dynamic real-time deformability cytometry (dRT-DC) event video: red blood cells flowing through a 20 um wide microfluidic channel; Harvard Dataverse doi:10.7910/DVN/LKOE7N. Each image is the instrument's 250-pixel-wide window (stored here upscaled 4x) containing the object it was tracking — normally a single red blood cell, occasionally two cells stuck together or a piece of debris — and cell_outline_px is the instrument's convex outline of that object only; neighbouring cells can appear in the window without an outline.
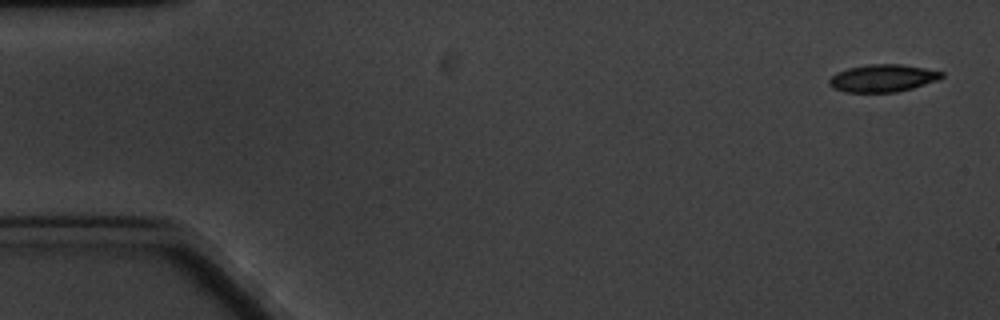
{"species": "common noctule bat (a hibernating species)", "species_latin": "Nyctalus noctula", "temperature_condition": "cold", "stored_images_in_passage": 5, "camera_frame_rate_fps": 3000, "um_per_image_px": 0.085, "animal": {"sex": "male", "body_mass_g": 20.1, "forearm_length_mm": 53.5}, "frame": {"image": 1, "passage_image": 1, "time_ms": 0.0, "image_size_px": [1000, 320], "cell_outline_px": [[944, 76], [936, 80], [912, 88], [896, 92], [844, 92], [832, 88], [828, 84], [828, 80], [836, 72], [848, 68], [868, 64], [900, 64], [924, 68], [944, 72]], "centroid_in_image_um": [74.99, 6.64], "position_along_channel_um": 10.0, "area_um2": 17.98}}
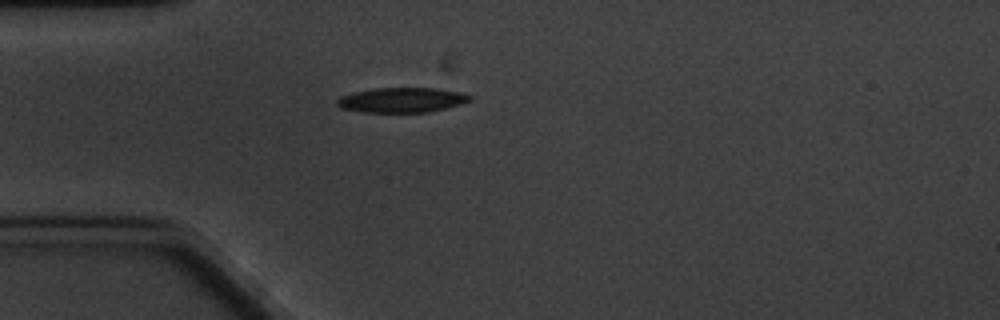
{"frame": {"image": 2, "passage_image": 5, "time_ms": 4.667, "image_size_px": [1000, 320], "cell_outline_px": [[472, 96], [468, 100], [460, 104], [428, 112], [360, 112], [340, 108], [336, 104], [336, 100], [340, 96], [356, 92], [376, 88], [436, 88], [460, 92]], "centroid_in_image_um": [34.1, 8.5], "position_along_channel_um": 50.9, "area_um2": 19.07}}